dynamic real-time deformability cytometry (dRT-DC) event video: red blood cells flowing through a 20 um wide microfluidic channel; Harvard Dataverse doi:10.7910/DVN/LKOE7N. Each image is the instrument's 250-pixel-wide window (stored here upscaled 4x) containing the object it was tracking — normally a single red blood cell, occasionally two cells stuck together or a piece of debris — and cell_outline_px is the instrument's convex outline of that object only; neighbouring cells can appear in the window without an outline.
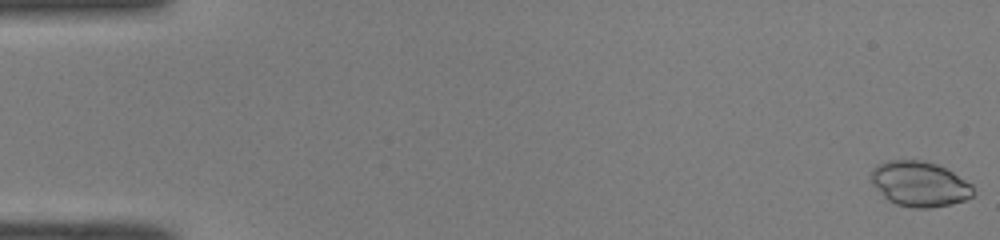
{"species": "common noctule bat (a hibernating species)", "species_latin": "Nyctalus noctula", "temperature_condition": "room temperature", "stored_images_in_passage": 50, "camera_frame_rate_fps": 3000, "um_per_image_px": 0.085, "animal": {"sex": "male", "body_mass_g": 19.0, "forearm_length_mm": 50.8}, "frame": {"image": 1, "passage_image": 1, "time_ms": 0.0, "image_size_px": [1000, 240], "cell_outline_px": [[972, 196], [964, 200], [948, 204], [928, 208], [912, 208], [896, 204], [888, 200], [872, 184], [872, 168], [876, 164], [888, 160], [924, 160], [936, 164], [952, 172], [972, 184]], "centroid_in_image_um": [78.13, 15.62], "position_along_channel_um": 6.9, "area_um2": 26.65}}
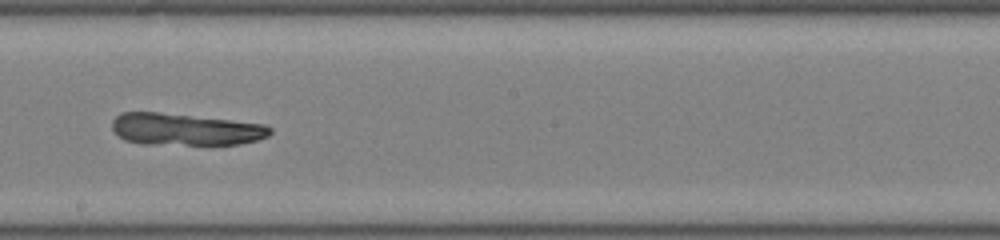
{"frame": {"image": 2, "passage_image": 29, "time_ms": 9.333, "image_size_px": [1000, 240], "cell_outline_px": [[272, 132], [268, 136], [256, 140], [240, 144], [144, 144], [124, 140], [112, 128], [112, 120], [120, 112], [160, 112], [264, 124], [272, 128]], "centroid_in_image_um": [15.73, 10.99], "position_along_channel_um": 232.5, "area_um2": 29.25}}
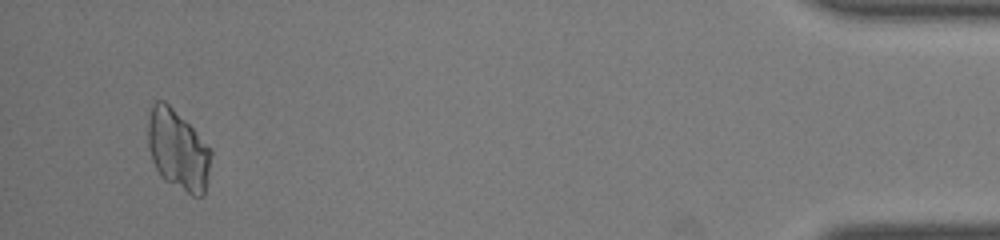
{"frame": {"image": 3, "passage_image": 48, "time_ms": 15.667, "image_size_px": [1000, 240], "cell_outline_px": [[212, 152], [208, 180], [204, 196], [192, 196], [164, 180], [160, 176], [152, 160], [148, 148], [148, 120], [152, 104], [156, 100], [164, 100], [192, 128]], "centroid_in_image_um": [15.11, 12.79], "position_along_channel_um": 420.1, "area_um2": 29.3}, "authors_computed_cell_mechanics": {"area_um2": 29.5358, "velocity_mm_per_s": 4.12, "shape_relaxation_time_tau1_ms": null, "shape_relaxation_time_tau2_ms": 0.7098, "deformation_change_tau1": null, "deformation_change_tau2": 0.0356}}